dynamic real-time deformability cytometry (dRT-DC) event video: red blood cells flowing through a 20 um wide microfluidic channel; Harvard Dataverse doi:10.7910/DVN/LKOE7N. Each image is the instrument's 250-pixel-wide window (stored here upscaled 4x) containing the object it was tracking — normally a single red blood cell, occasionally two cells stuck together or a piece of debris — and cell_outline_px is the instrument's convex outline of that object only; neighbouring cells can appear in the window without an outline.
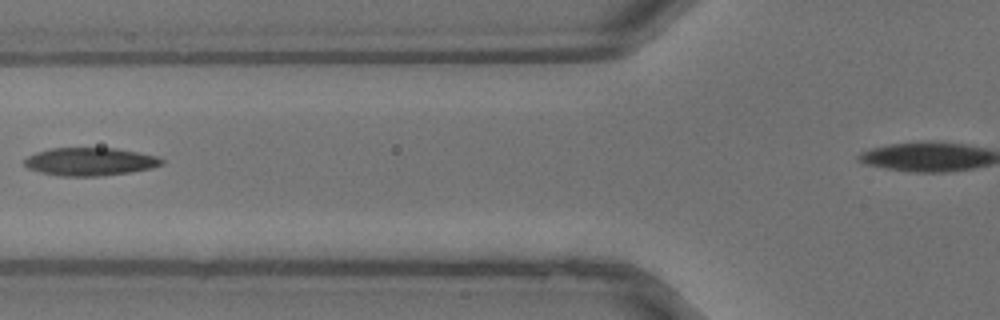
{"species": "common noctule bat (a hibernating species)", "species_latin": "Nyctalus noctula", "temperature_condition": "warm", "stored_images_in_passage": 12, "camera_frame_rate_fps": 3000, "um_per_image_px": 0.085, "animal": {"sex": "male", "body_mass_g": 13.3}, "frame": {"image": 1, "passage_image": 4, "time_ms": 1.0, "image_size_px": [1000, 320], "cell_outline_px": [[164, 164], [152, 168], [128, 172], [100, 176], [60, 176], [40, 172], [28, 168], [24, 164], [24, 160], [28, 156], [36, 152], [52, 148], [116, 148], [160, 156], [164, 160]], "centroid_in_image_um": [7.68, 13.73], "position_along_channel_um": 118.1, "area_um2": 22.48}}
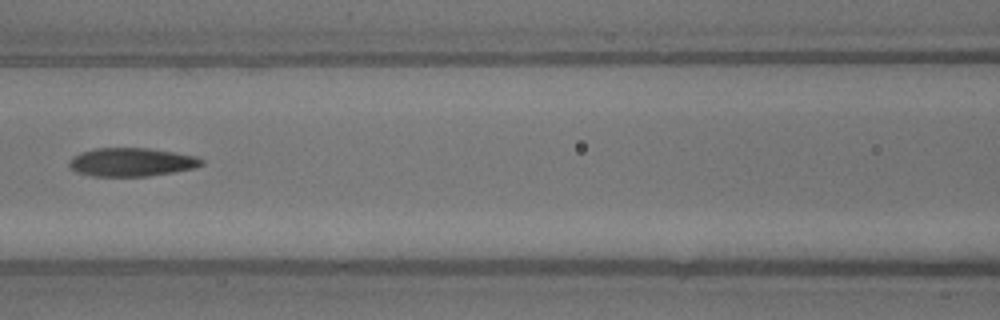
{"frame": {"image": 2, "passage_image": 6, "time_ms": 1.667, "image_size_px": [1000, 320], "cell_outline_px": [[204, 164], [196, 168], [148, 176], [92, 176], [76, 172], [68, 164], [68, 160], [72, 156], [80, 152], [96, 148], [148, 148], [196, 156], [204, 160]], "centroid_in_image_um": [11.17, 13.78], "position_along_channel_um": 155.4, "area_um2": 22.02}}